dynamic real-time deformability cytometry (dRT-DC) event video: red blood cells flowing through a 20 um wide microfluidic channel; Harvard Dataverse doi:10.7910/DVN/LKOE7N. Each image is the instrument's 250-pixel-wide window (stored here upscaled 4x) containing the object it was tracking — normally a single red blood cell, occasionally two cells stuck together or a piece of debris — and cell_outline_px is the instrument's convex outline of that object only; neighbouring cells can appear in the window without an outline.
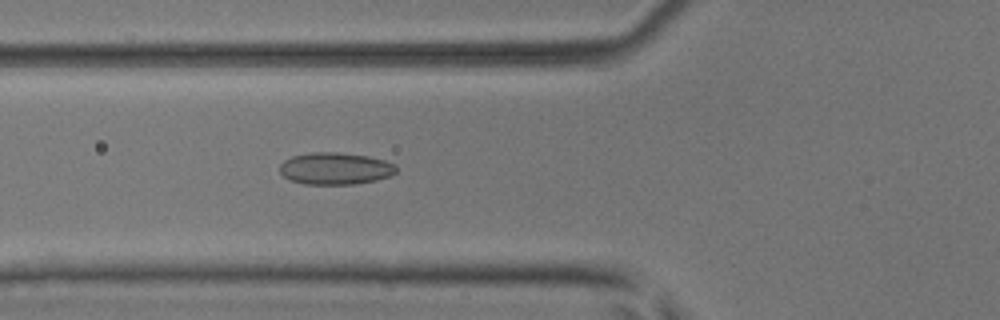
{"species": "common noctule bat (a hibernating species)", "species_latin": "Nyctalus noctula", "temperature_condition": "room temperature", "stored_images_in_passage": 49, "camera_frame_rate_fps": 3000, "um_per_image_px": 0.085, "animal": {"sex": "male", "body_mass_g": 17.9, "forearm_length_mm": 54.2}, "frame": {"image": 1, "passage_image": 18, "time_ms": 5.667, "image_size_px": [1000, 320], "cell_outline_px": [[396, 172], [392, 176], [376, 180], [356, 184], [304, 184], [288, 180], [280, 172], [280, 164], [284, 160], [292, 156], [312, 152], [336, 152], [368, 156], [384, 160], [396, 164]], "centroid_in_image_um": [28.5, 14.33], "position_along_channel_um": 97.3, "area_um2": 21.91}}
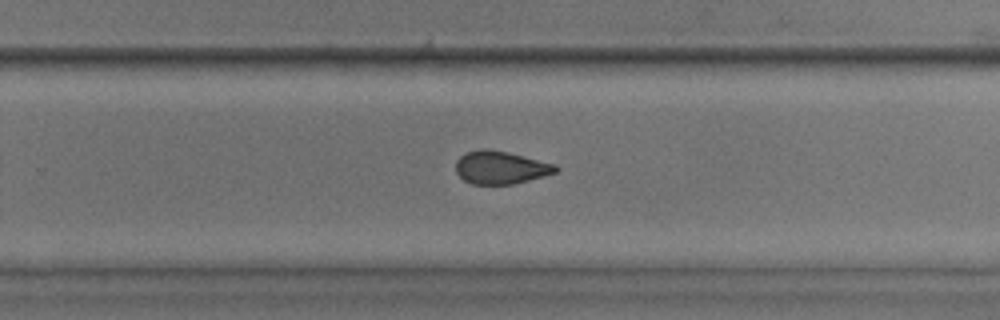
{"frame": {"image": 2, "passage_image": 32, "time_ms": 10.333, "image_size_px": [1000, 320], "cell_outline_px": [[560, 168], [556, 172], [544, 176], [512, 184], [472, 184], [464, 180], [456, 172], [456, 160], [460, 156], [468, 152], [480, 148], [488, 148], [508, 152], [556, 164]], "centroid_in_image_um": [42.56, 14.23], "position_along_channel_um": 287.2, "area_um2": 19.19}}
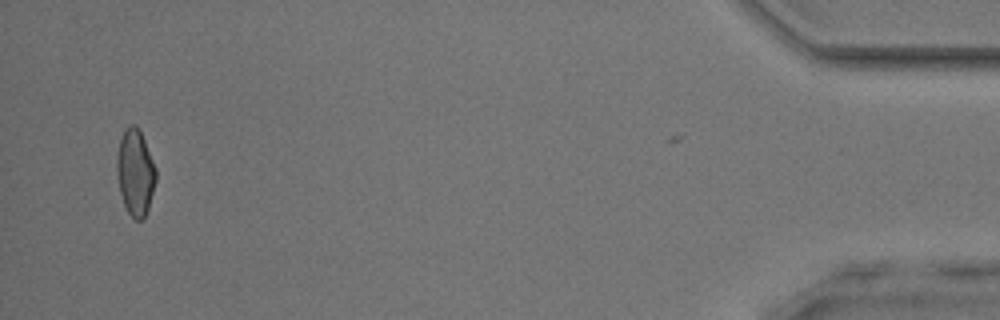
{"frame": {"image": 3, "passage_image": 48, "time_ms": 15.667, "image_size_px": [1000, 320], "cell_outline_px": [[156, 180], [148, 208], [144, 220], [136, 220], [128, 212], [124, 204], [120, 192], [116, 172], [116, 160], [120, 140], [124, 128], [128, 124], [136, 124], [144, 140], [156, 168]], "centroid_in_image_um": [11.49, 14.64], "position_along_channel_um": 423.7, "area_um2": 19.59}, "authors_computed_cell_mechanics": {"area_um2": 20.0566, "velocity_mm_per_s": 4.0835, "shape_relaxation_time_tau1_ms": null, "shape_relaxation_time_tau2_ms": 1.5618, "deformation_change_tau1": null, "deformation_change_tau2": 0.075}}